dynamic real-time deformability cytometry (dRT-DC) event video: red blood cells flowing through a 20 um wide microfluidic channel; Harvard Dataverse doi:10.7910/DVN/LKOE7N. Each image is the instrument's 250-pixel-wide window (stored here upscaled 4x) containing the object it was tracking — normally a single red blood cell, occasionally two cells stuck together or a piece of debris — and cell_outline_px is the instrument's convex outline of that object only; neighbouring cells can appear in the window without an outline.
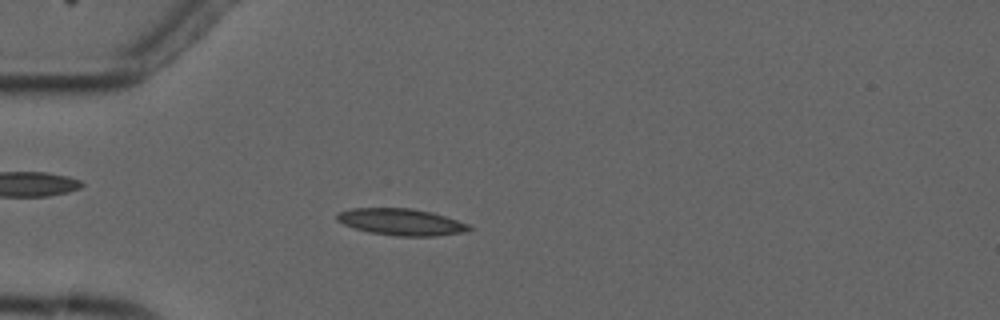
{"species": "common noctule bat (a hibernating species)", "species_latin": "Nyctalus noctula", "temperature_condition": "cold", "stored_images_in_passage": 4, "camera_frame_rate_fps": 3000, "um_per_image_px": 0.085, "animal": {"sex": "male", "forearm_length_mm": 52.5}, "frame": {"image": 1, "passage_image": 4, "time_ms": 3.333, "image_size_px": [1000, 320], "cell_outline_px": [[472, 228], [468, 232], [436, 236], [396, 236], [368, 232], [344, 224], [336, 220], [336, 216], [340, 212], [352, 208], [412, 208], [432, 212], [468, 224]], "centroid_in_image_um": [34.13, 18.87], "position_along_channel_um": 50.9, "area_um2": 20.52}}